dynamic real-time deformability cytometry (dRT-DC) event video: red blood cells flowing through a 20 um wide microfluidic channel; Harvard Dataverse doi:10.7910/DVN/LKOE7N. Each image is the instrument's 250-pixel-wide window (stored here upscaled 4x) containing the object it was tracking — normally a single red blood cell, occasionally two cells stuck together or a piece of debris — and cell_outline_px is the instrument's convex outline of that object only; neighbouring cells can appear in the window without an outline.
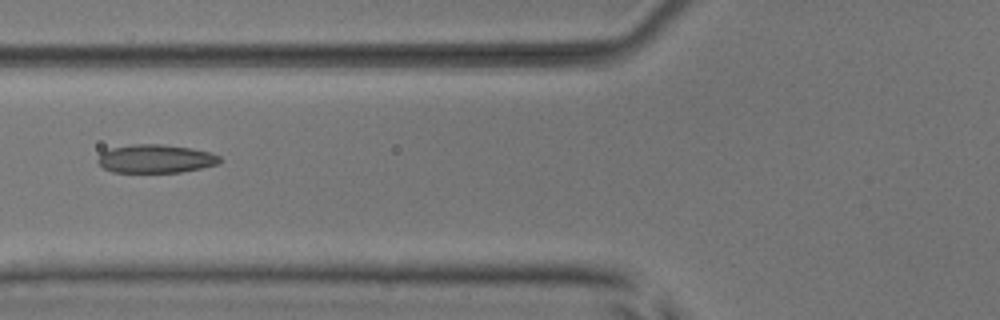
{"species": "common noctule bat (a hibernating species)", "species_latin": "Nyctalus noctula", "temperature_condition": "room temperature", "stored_images_in_passage": 8, "camera_frame_rate_fps": 3000, "um_per_image_px": 0.085, "animal": {"sex": "male", "body_mass_g": 17.9, "forearm_length_mm": 54.2}, "frame": {"image": 1, "passage_image": 6, "time_ms": 6.667, "image_size_px": [1000, 320], "cell_outline_px": [[220, 164], [180, 172], [112, 172], [104, 168], [96, 160], [100, 152], [112, 148], [132, 144], [160, 144], [192, 148], [212, 152], [220, 156]], "centroid_in_image_um": [13.23, 13.49], "position_along_channel_um": 112.6, "area_um2": 20.29}}
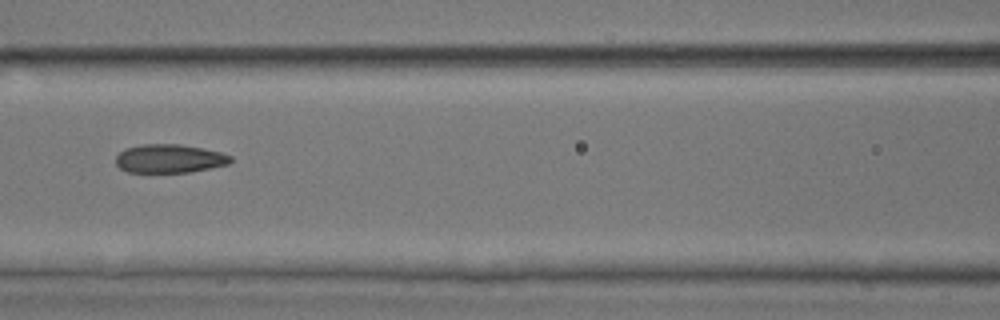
{"frame": {"image": 2, "passage_image": 7, "time_ms": 7.667, "image_size_px": [1000, 320], "cell_outline_px": [[232, 160], [228, 164], [188, 172], [128, 172], [120, 168], [116, 164], [116, 156], [124, 148], [140, 144], [180, 144], [220, 152], [232, 156]], "centroid_in_image_um": [14.36, 13.47], "position_along_channel_um": 152.2, "area_um2": 19.02}}
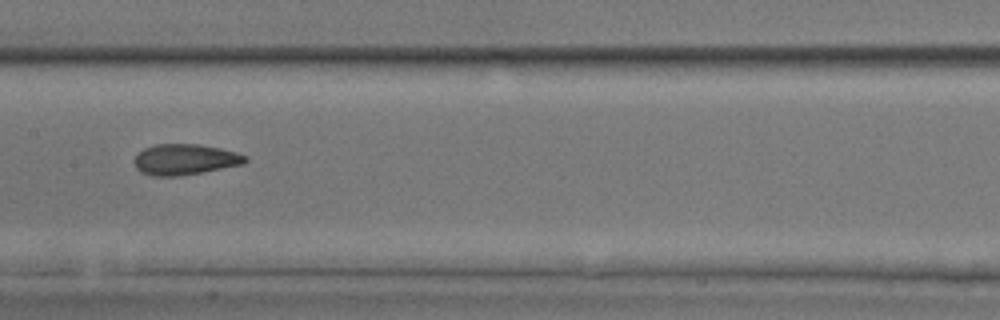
{"frame": {"image": 3, "passage_image": 8, "time_ms": 8.667, "image_size_px": [1000, 320], "cell_outline_px": [[248, 160], [244, 164], [200, 172], [176, 176], [152, 176], [140, 172], [136, 168], [136, 156], [144, 148], [156, 144], [200, 144], [220, 148], [236, 152], [248, 156]], "centroid_in_image_um": [15.75, 13.55], "position_along_channel_um": 191.7, "area_um2": 19.77}}